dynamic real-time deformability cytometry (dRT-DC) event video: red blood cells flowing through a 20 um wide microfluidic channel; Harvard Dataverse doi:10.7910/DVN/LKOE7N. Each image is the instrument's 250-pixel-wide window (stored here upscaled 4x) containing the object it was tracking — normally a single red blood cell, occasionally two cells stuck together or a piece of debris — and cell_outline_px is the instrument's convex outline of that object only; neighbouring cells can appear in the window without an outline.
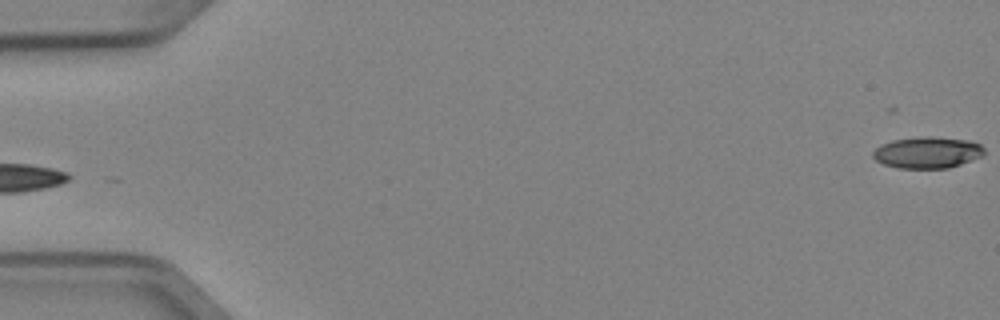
{"species": "Egyptian fruit bat (a non-hibernating species)", "species_latin": "Rousettus aegyptiacus", "temperature_condition": "cold", "stored_images_in_passage": 4, "camera_frame_rate_fps": 3000, "um_per_image_px": 0.085, "animal": {"sex": "female"}, "frame": {"image": 1, "passage_image": 4, "time_ms": 1.0, "image_size_px": [1000, 320], "cell_outline_px": [[984, 152], [980, 156], [972, 160], [948, 168], [896, 168], [884, 164], [876, 160], [872, 156], [872, 152], [880, 144], [892, 140], [972, 140], [980, 144], [984, 148]], "centroid_in_image_um": [78.8, 13.03], "position_along_channel_um": 6.2, "area_um2": 19.25}}